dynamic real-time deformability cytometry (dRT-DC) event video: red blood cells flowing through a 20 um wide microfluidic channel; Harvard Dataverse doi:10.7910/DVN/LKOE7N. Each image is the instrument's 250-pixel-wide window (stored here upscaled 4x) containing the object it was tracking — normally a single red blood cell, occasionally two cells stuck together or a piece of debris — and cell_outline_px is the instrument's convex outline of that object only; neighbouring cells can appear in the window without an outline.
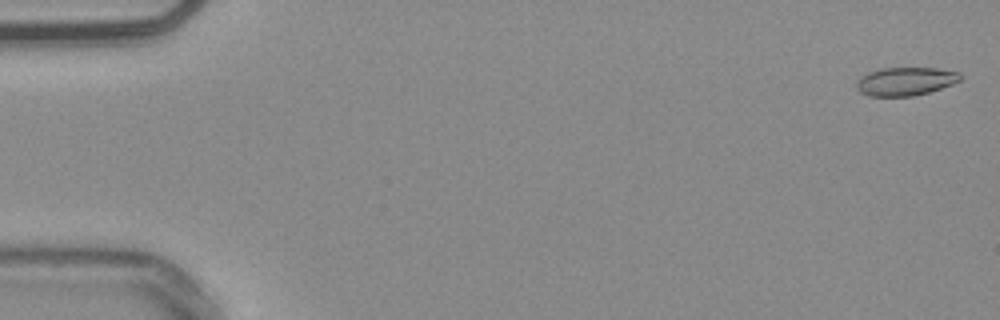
{"species": "common noctule bat (a hibernating species)", "species_latin": "Nyctalus noctula", "temperature_condition": "warm", "stored_images_in_passage": 55, "camera_frame_rate_fps": 3000, "um_per_image_px": 0.085, "animal": {"sex": "male", "body_mass_g": 20.4}, "frame": {"image": 1, "passage_image": 2, "time_ms": 0.333, "image_size_px": [1000, 320], "cell_outline_px": [[964, 76], [960, 80], [952, 84], [928, 92], [912, 96], [868, 96], [860, 92], [856, 88], [856, 80], [868, 72], [880, 68], [936, 68], [960, 72]], "centroid_in_image_um": [76.95, 6.91], "position_along_channel_um": 8.0, "area_um2": 17.22}}
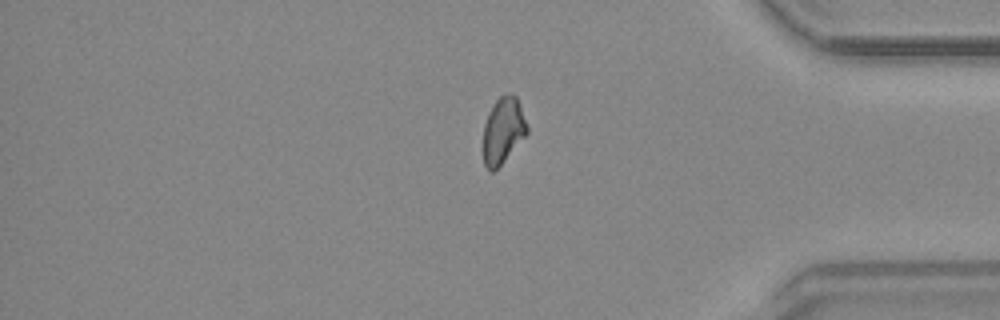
{"frame": {"image": 2, "passage_image": 46, "time_ms": 15.0, "image_size_px": [1000, 320], "cell_outline_px": [[528, 132], [500, 164], [492, 172], [484, 164], [484, 124], [488, 112], [492, 104], [500, 96], [508, 92], [512, 92], [516, 96], [520, 104], [528, 128]], "centroid_in_image_um": [42.76, 11.01], "position_along_channel_um": 392.4, "area_um2": 16.65}}
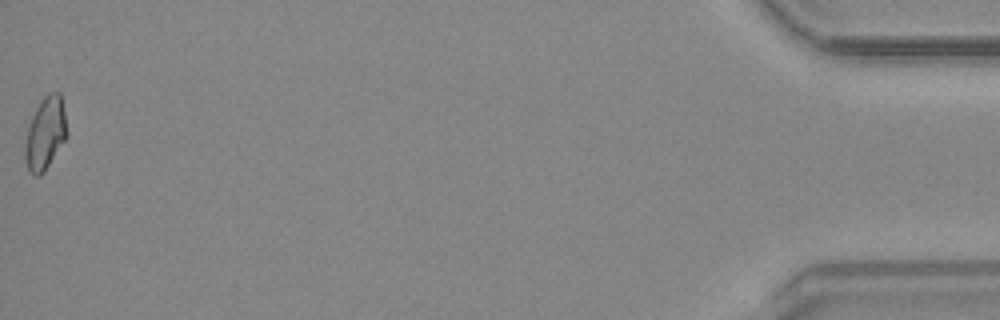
{"frame": {"image": 3, "passage_image": 55, "time_ms": 18.0, "image_size_px": [1000, 320], "cell_outline_px": [[68, 136], [44, 172], [40, 176], [32, 176], [28, 168], [24, 156], [24, 148], [28, 128], [32, 116], [40, 100], [48, 92], [60, 92], [68, 132]], "centroid_in_image_um": [3.86, 11.35], "position_along_channel_um": 431.3, "area_um2": 17.8}, "authors_computed_cell_mechanics": {"area_um2": 17.34, "velocity_mm_per_s": 3.7922, "shape_relaxation_time_tau1_ms": null, "shape_relaxation_time_tau2_ms": 2.4594, "deformation_change_tau1": null, "deformation_change_tau2": 0.0867}}